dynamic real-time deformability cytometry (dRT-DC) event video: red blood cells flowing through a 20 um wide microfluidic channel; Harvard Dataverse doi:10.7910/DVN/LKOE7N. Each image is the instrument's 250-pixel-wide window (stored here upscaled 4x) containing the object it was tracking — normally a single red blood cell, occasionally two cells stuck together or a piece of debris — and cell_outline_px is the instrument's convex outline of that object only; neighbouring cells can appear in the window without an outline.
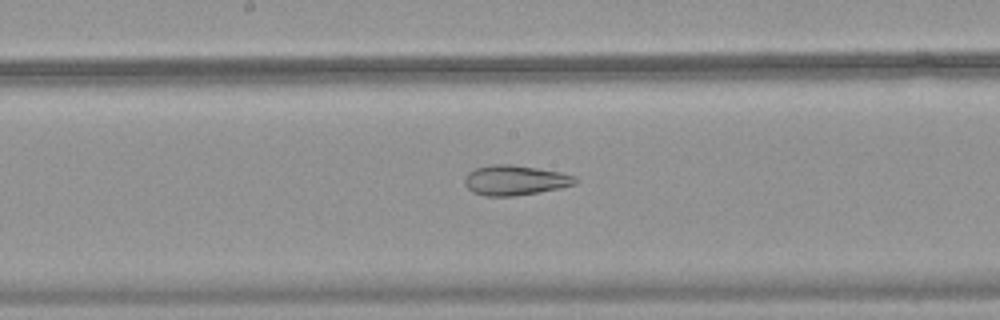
{"species": "common noctule bat (a hibernating species)", "species_latin": "Nyctalus noctula", "temperature_condition": "warm", "stored_images_in_passage": 51, "camera_frame_rate_fps": 3000, "um_per_image_px": 0.085, "animal": {"sex": "female", "body_mass_g": 18.4}, "frame": {"image": 1, "passage_image": 28, "time_ms": 9.0, "image_size_px": [1000, 320], "cell_outline_px": [[580, 180], [576, 184], [560, 188], [512, 196], [484, 196], [472, 192], [464, 184], [464, 180], [468, 172], [476, 168], [492, 164], [512, 164], [560, 172], [576, 176]], "centroid_in_image_um": [43.78, 15.31], "position_along_channel_um": 204.4, "area_um2": 19.36}}
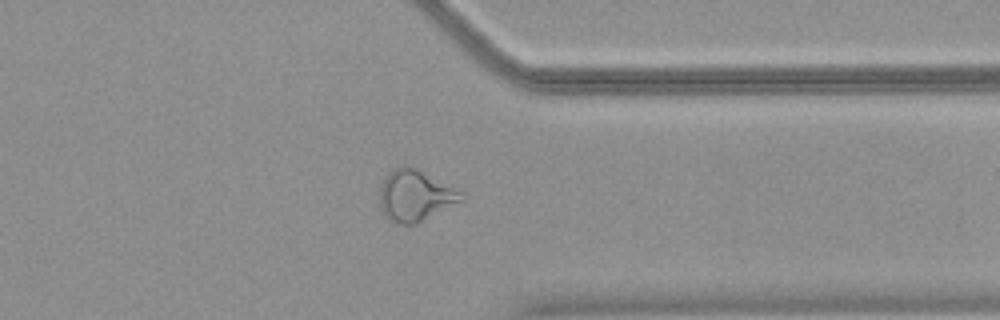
{"frame": {"image": 2, "passage_image": 41, "time_ms": 13.333, "image_size_px": [1000, 320], "cell_outline_px": [[464, 200], [416, 224], [396, 224], [380, 208], [380, 188], [388, 172], [392, 168], [404, 164], [408, 164], [416, 168], [460, 192]], "centroid_in_image_um": [35.25, 16.62], "position_along_channel_um": 376.1, "area_um2": 23.93}}
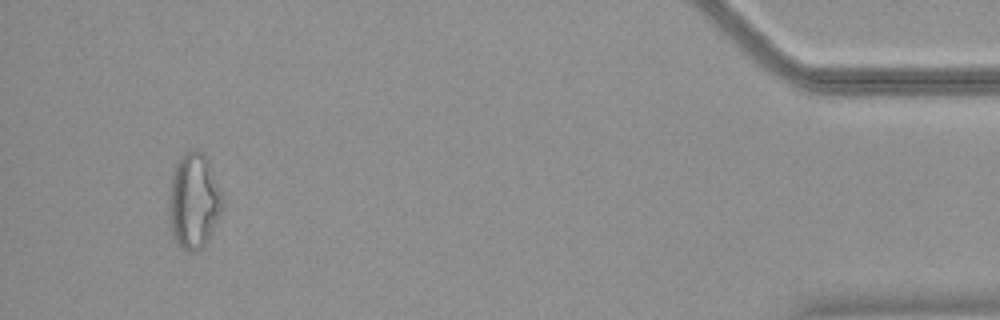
{"frame": {"image": 3, "passage_image": 49, "time_ms": 16.0, "image_size_px": [1000, 320], "cell_outline_px": [[224, 204], [208, 240], [200, 248], [192, 252], [188, 252], [176, 240], [168, 224], [168, 192], [172, 172], [176, 160], [184, 152], [204, 152], [208, 160], [224, 196]], "centroid_in_image_um": [16.45, 17.05], "position_along_channel_um": 418.7, "area_um2": 30.11}}